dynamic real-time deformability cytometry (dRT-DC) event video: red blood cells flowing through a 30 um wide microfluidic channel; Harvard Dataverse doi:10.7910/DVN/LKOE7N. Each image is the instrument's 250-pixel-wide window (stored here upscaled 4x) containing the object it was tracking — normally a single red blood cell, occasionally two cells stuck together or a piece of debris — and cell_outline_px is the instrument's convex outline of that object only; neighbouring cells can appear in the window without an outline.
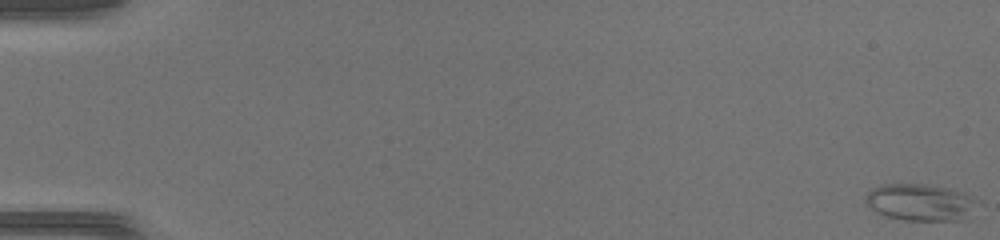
{"species": "common noctule bat (a hibernating species)", "species_latin": "Nyctalus noctula", "temperature_condition": "warm", "stored_images_in_passage": 52, "camera_frame_rate_fps": 3000, "um_per_image_px": 0.085, "animal": {"sex": "female", "body_mass_g": 17.0, "forearm_length_mm": 48.0}, "frame": {"image": 1, "passage_image": 1, "time_ms": 0.0, "image_size_px": [1000, 240], "cell_outline_px": [[980, 204], [972, 220], [904, 220], [888, 216], [876, 212], [864, 200], [868, 192], [872, 188], [884, 184], [928, 184], [948, 188], [964, 192], [976, 196], [980, 200]], "centroid_in_image_um": [78.4, 17.2], "position_along_channel_um": 6.6, "area_um2": 24.8}}
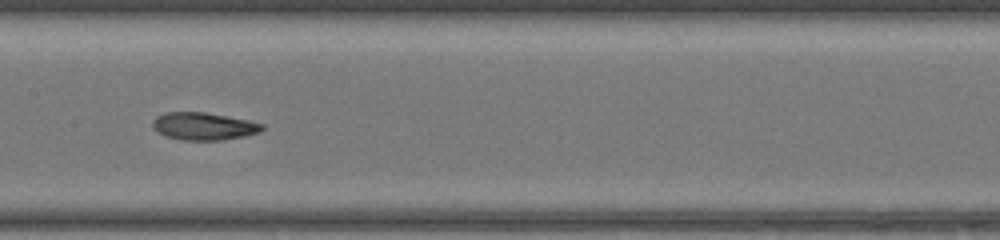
{"frame": {"image": 2, "passage_image": 28, "time_ms": 9.0, "image_size_px": [1000, 240], "cell_outline_px": [[264, 128], [260, 132], [244, 136], [220, 140], [180, 140], [164, 136], [152, 128], [152, 120], [156, 116], [164, 112], [204, 112], [228, 116], [248, 120], [264, 124]], "centroid_in_image_um": [17.28, 10.73], "position_along_channel_um": 190.1, "area_um2": 17.74}}
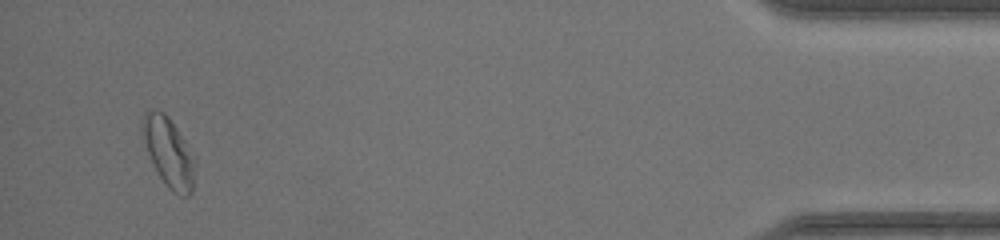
{"frame": {"image": 3, "passage_image": 50, "time_ms": 16.333, "image_size_px": [1000, 240], "cell_outline_px": [[196, 164], [192, 192], [188, 196], [180, 196], [172, 192], [168, 188], [160, 176], [148, 152], [140, 132], [140, 124], [144, 112], [152, 108], [156, 108], [164, 112], [168, 116], [176, 128]], "centroid_in_image_um": [14.3, 12.91], "position_along_channel_um": 420.9, "area_um2": 21.04}, "authors_computed_cell_mechanics": {"area_um2": 19.1029, "velocity_mm_per_s": 4.1407, "shape_relaxation_time_tau1_ms": null, "shape_relaxation_time_tau2_ms": 3.5655, "deformation_change_tau1": null, "deformation_change_tau2": 0.1075}}